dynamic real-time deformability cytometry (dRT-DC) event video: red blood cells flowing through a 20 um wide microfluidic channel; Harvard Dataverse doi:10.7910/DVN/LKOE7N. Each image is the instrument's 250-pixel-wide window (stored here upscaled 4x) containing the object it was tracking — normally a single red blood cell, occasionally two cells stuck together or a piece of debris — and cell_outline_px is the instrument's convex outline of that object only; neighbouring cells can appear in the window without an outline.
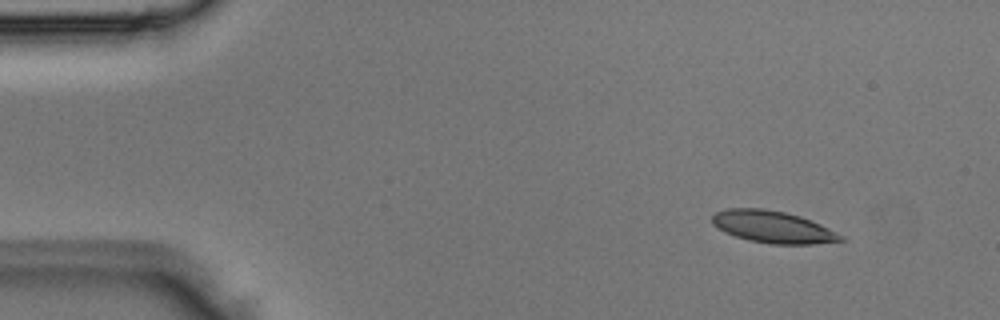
{"species": "Egyptian fruit bat (a non-hibernating species)", "species_latin": "Rousettus aegyptiacus", "temperature_condition": "room temperature", "stored_images_in_passage": 4, "camera_frame_rate_fps": 3000, "um_per_image_px": 0.085, "animal": {"sex": "male"}, "frame": {"image": 1, "passage_image": 2, "time_ms": 0.333, "image_size_px": [1000, 320], "cell_outline_px": [[844, 240], [812, 244], [772, 244], [748, 240], [724, 232], [712, 224], [712, 216], [716, 212], [728, 208], [764, 208], [784, 212], [800, 216], [820, 224], [844, 236]], "centroid_in_image_um": [65.67, 19.28], "position_along_channel_um": 19.3, "area_um2": 23.87}}